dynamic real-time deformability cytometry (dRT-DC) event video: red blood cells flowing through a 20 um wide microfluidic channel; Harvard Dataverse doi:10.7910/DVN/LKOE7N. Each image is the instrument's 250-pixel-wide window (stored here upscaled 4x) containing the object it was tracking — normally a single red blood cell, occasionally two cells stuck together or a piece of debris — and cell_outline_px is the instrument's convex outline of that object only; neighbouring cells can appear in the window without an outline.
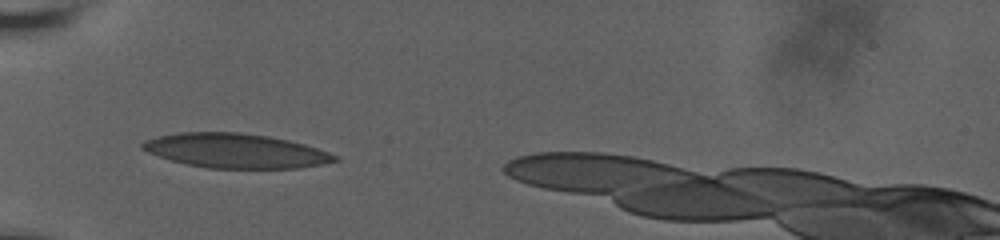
{"species": "human", "species_latin": "Homo sapiens", "temperature_condition": "room temperature", "stored_images_in_passage": 45, "camera_frame_rate_fps": 3000, "um_per_image_px": 0.085, "donor": {"sex": "male"}, "frame": {"image": 1, "passage_image": 1, "time_ms": 0.0, "image_size_px": [1000, 240], "cell_outline_px": [[340, 160], [320, 164], [296, 168], [208, 168], [188, 164], [172, 160], [148, 152], [140, 148], [140, 144], [144, 140], [160, 136], [180, 132], [240, 132], [268, 136], [288, 140], [304, 144], [340, 156]], "centroid_in_image_um": [20.03, 12.81], "position_along_channel_um": 65.0, "area_um2": 38.32}}
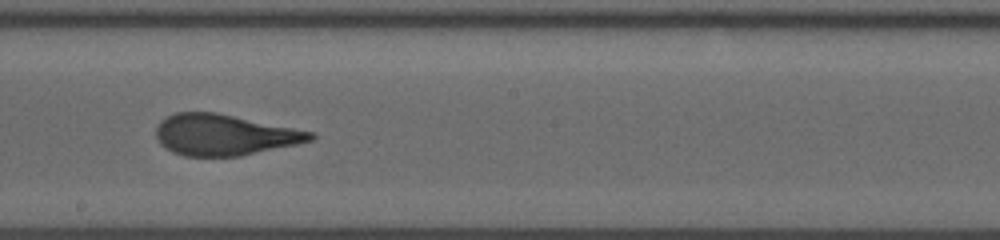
{"frame": {"image": 2, "passage_image": 19, "time_ms": 4.667, "image_size_px": [1000, 240], "cell_outline_px": [[316, 136], [312, 140], [296, 144], [240, 156], [184, 156], [172, 152], [160, 144], [156, 136], [156, 128], [160, 120], [176, 112], [216, 112], [316, 132]], "centroid_in_image_um": [19.06, 11.46], "position_along_channel_um": 229.1, "area_um2": 36.93}}
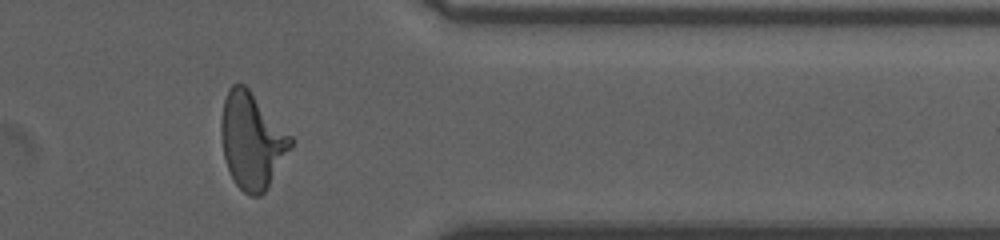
{"frame": {"image": 3, "passage_image": 37, "time_ms": 9.333, "image_size_px": [1000, 240], "cell_outline_px": [[296, 140], [264, 192], [260, 196], [252, 196], [244, 192], [236, 184], [224, 160], [220, 136], [220, 124], [224, 100], [232, 84], [244, 84], [248, 88]], "centroid_in_image_um": [21.41, 11.95], "position_along_channel_um": 390.0, "area_um2": 38.73}}